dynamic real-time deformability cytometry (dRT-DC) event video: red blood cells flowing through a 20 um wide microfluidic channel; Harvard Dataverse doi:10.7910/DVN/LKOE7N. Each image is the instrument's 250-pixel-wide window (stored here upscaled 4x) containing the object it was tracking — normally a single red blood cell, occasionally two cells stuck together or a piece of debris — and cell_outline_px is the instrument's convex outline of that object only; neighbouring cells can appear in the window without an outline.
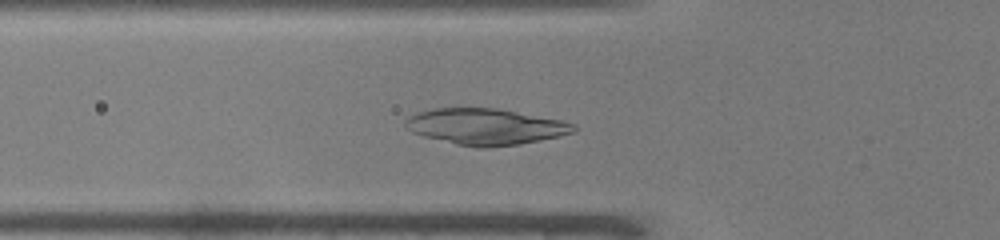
{"species": "common noctule bat (a hibernating species)", "species_latin": "Nyctalus noctula", "temperature_condition": "warm", "stored_images_in_passage": 44, "camera_frame_rate_fps": 3000, "um_per_image_px": 0.085, "animal": {"sex": "male", "body_mass_g": 19.0, "forearm_length_mm": 50.8}, "frame": {"image": 1, "passage_image": 12, "time_ms": 3.667, "image_size_px": [1000, 240], "cell_outline_px": [[580, 128], [576, 132], [560, 136], [520, 144], [484, 148], [480, 148], [456, 144], [424, 136], [412, 132], [404, 128], [404, 120], [408, 116], [416, 112], [436, 108], [496, 108], [560, 120], [576, 124]], "centroid_in_image_um": [41.27, 10.76], "position_along_channel_um": 84.5, "area_um2": 35.6}}
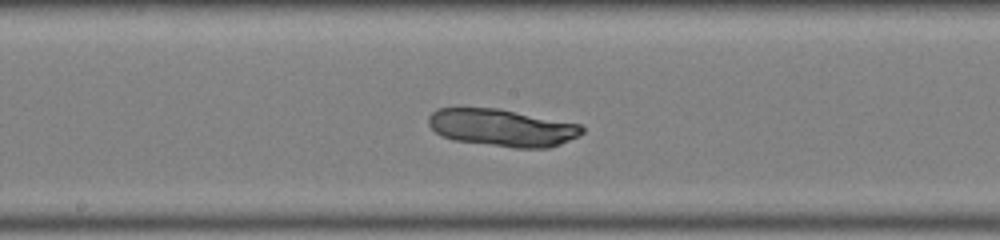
{"frame": {"image": 2, "passage_image": 21, "time_ms": 6.667, "image_size_px": [1000, 240], "cell_outline_px": [[584, 132], [560, 144], [548, 148], [512, 148], [452, 140], [436, 132], [428, 124], [428, 116], [436, 108], [500, 108], [580, 124], [584, 128]], "centroid_in_image_um": [42.66, 10.85], "position_along_channel_um": 205.5, "area_um2": 33.52}}
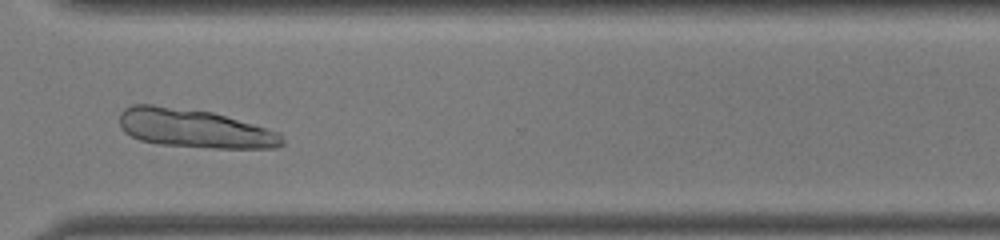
{"frame": {"image": 3, "passage_image": 32, "time_ms": 10.333, "image_size_px": [1000, 240], "cell_outline_px": [[284, 144], [280, 148], [212, 148], [160, 144], [140, 140], [124, 132], [120, 128], [120, 112], [124, 108], [132, 104], [152, 104], [212, 112], [280, 132], [284, 140]], "centroid_in_image_um": [16.52, 10.92], "position_along_channel_um": 354.1, "area_um2": 36.76}}